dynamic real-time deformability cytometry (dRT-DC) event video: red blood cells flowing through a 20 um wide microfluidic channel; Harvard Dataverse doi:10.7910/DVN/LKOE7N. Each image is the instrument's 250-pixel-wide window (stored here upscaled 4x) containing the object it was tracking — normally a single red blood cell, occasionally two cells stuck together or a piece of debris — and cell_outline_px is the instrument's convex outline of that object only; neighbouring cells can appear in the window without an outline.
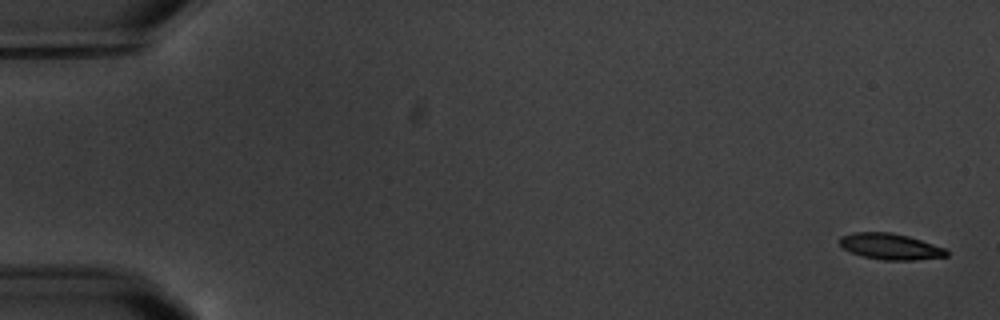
{"species": "common noctule bat (a hibernating species)", "species_latin": "Nyctalus noctula", "temperature_condition": "warm", "stored_images_in_passage": 8, "camera_frame_rate_fps": 3000, "um_per_image_px": 0.085, "animal": {"sex": "male", "body_mass_g": 20.1, "forearm_length_mm": 53.5}, "frame": {"image": 1, "passage_image": 1, "time_ms": 0.0, "image_size_px": [1000, 320], "cell_outline_px": [[948, 256], [916, 260], [884, 260], [864, 256], [852, 252], [844, 248], [840, 244], [840, 236], [852, 232], [892, 232], [908, 236], [944, 248], [948, 252]], "centroid_in_image_um": [75.68, 20.94], "position_along_channel_um": 9.3, "area_um2": 16.07}}
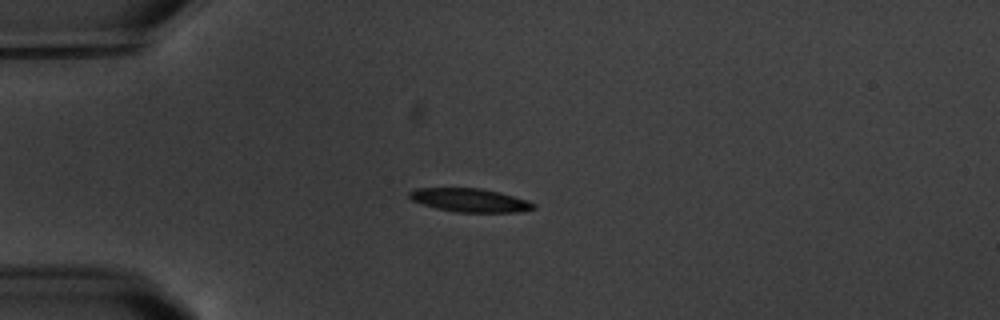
{"frame": {"image": 2, "passage_image": 5, "time_ms": 4.667, "image_size_px": [1000, 320], "cell_outline_px": [[536, 208], [520, 212], [456, 212], [436, 208], [412, 200], [408, 196], [408, 192], [416, 188], [480, 188], [500, 192], [528, 200], [536, 204]], "centroid_in_image_um": [39.97, 17.01], "position_along_channel_um": 45.0, "area_um2": 17.05}}
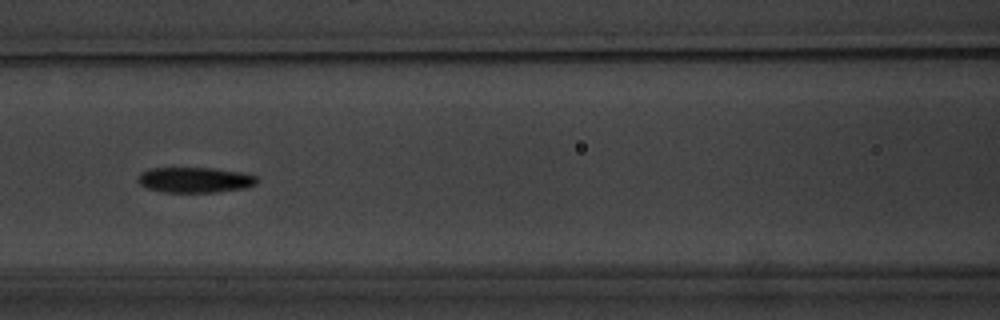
{"frame": {"image": 3, "passage_image": 8, "time_ms": 8.333, "image_size_px": [1000, 320], "cell_outline_px": [[260, 180], [256, 184], [244, 188], [216, 192], [164, 192], [148, 188], [140, 184], [136, 180], [140, 172], [148, 168], [212, 168], [240, 172], [256, 176]], "centroid_in_image_um": [16.55, 15.29], "position_along_channel_um": 150.1, "area_um2": 17.69}}